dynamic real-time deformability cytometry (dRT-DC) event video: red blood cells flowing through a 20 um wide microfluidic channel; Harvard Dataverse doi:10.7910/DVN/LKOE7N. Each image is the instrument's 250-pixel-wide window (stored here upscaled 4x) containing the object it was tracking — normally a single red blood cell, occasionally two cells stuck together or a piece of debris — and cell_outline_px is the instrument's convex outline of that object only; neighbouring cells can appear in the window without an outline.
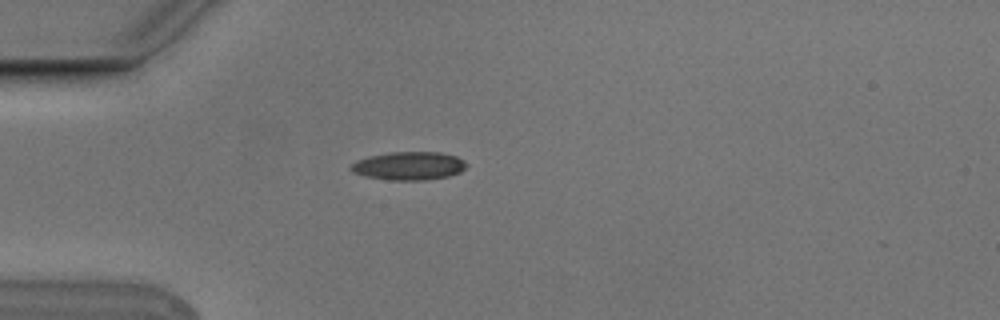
{"species": "Egyptian fruit bat (a non-hibernating species)", "species_latin": "Rousettus aegyptiacus", "temperature_condition": "cold", "stored_images_in_passage": 2, "camera_frame_rate_fps": 3000, "um_per_image_px": 0.085, "animal": {"sex": "male"}, "frame": {"image": 1, "passage_image": 1, "time_ms": 0.0, "image_size_px": [1000, 320], "cell_outline_px": [[468, 164], [460, 172], [448, 176], [428, 180], [388, 180], [364, 176], [352, 172], [348, 168], [356, 160], [368, 156], [392, 152], [440, 152], [456, 156], [464, 160]], "centroid_in_image_um": [34.73, 14.1], "position_along_channel_um": 50.3, "area_um2": 19.19}}